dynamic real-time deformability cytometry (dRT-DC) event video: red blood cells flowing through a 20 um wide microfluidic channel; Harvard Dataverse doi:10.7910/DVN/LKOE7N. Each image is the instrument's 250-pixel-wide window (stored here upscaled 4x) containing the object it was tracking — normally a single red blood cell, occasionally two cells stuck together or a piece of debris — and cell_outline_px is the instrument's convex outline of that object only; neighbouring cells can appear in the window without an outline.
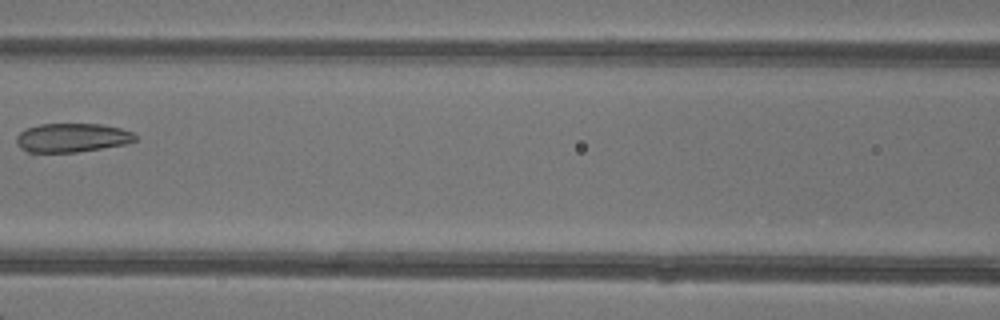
{"species": "common noctule bat (a hibernating species)", "species_latin": "Nyctalus noctula", "temperature_condition": "warm", "stored_images_in_passage": 7, "camera_frame_rate_fps": 3000, "um_per_image_px": 0.085, "animal": {"sex": "female"}, "frame": {"image": 1, "passage_image": 7, "time_ms": 7.0, "image_size_px": [1000, 320], "cell_outline_px": [[136, 140], [128, 144], [76, 152], [28, 152], [20, 148], [16, 144], [16, 136], [24, 128], [40, 124], [100, 124], [120, 128], [132, 132], [136, 136]], "centroid_in_image_um": [6.1, 11.7], "position_along_channel_um": 160.5, "area_um2": 20.11}}